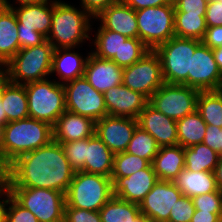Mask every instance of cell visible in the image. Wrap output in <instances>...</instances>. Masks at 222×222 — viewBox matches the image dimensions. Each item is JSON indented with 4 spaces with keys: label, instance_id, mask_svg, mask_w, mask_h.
<instances>
[{
    "label": "cell",
    "instance_id": "11a10c76",
    "mask_svg": "<svg viewBox=\"0 0 222 222\" xmlns=\"http://www.w3.org/2000/svg\"><path fill=\"white\" fill-rule=\"evenodd\" d=\"M217 188L222 191V155H220L217 165L213 171Z\"/></svg>",
    "mask_w": 222,
    "mask_h": 222
},
{
    "label": "cell",
    "instance_id": "cb8c5ba5",
    "mask_svg": "<svg viewBox=\"0 0 222 222\" xmlns=\"http://www.w3.org/2000/svg\"><path fill=\"white\" fill-rule=\"evenodd\" d=\"M114 155L108 146L94 134L86 138V160L80 171L110 177Z\"/></svg>",
    "mask_w": 222,
    "mask_h": 222
},
{
    "label": "cell",
    "instance_id": "5b68a950",
    "mask_svg": "<svg viewBox=\"0 0 222 222\" xmlns=\"http://www.w3.org/2000/svg\"><path fill=\"white\" fill-rule=\"evenodd\" d=\"M112 196L111 177L75 171L65 193V207L99 211Z\"/></svg>",
    "mask_w": 222,
    "mask_h": 222
},
{
    "label": "cell",
    "instance_id": "ba28073f",
    "mask_svg": "<svg viewBox=\"0 0 222 222\" xmlns=\"http://www.w3.org/2000/svg\"><path fill=\"white\" fill-rule=\"evenodd\" d=\"M10 196L38 222H64L65 193L45 188L8 187Z\"/></svg>",
    "mask_w": 222,
    "mask_h": 222
},
{
    "label": "cell",
    "instance_id": "bcb514c9",
    "mask_svg": "<svg viewBox=\"0 0 222 222\" xmlns=\"http://www.w3.org/2000/svg\"><path fill=\"white\" fill-rule=\"evenodd\" d=\"M206 26L222 25V2L218 0H208L205 13Z\"/></svg>",
    "mask_w": 222,
    "mask_h": 222
},
{
    "label": "cell",
    "instance_id": "d590c367",
    "mask_svg": "<svg viewBox=\"0 0 222 222\" xmlns=\"http://www.w3.org/2000/svg\"><path fill=\"white\" fill-rule=\"evenodd\" d=\"M150 165L148 160L139 156L127 152L116 153L110 177H127L139 170L148 168Z\"/></svg>",
    "mask_w": 222,
    "mask_h": 222
},
{
    "label": "cell",
    "instance_id": "7a4b0ae2",
    "mask_svg": "<svg viewBox=\"0 0 222 222\" xmlns=\"http://www.w3.org/2000/svg\"><path fill=\"white\" fill-rule=\"evenodd\" d=\"M75 4L72 1L53 0L52 24L47 40L55 49L91 45L94 19Z\"/></svg>",
    "mask_w": 222,
    "mask_h": 222
},
{
    "label": "cell",
    "instance_id": "8fae6325",
    "mask_svg": "<svg viewBox=\"0 0 222 222\" xmlns=\"http://www.w3.org/2000/svg\"><path fill=\"white\" fill-rule=\"evenodd\" d=\"M199 93L200 91L186 85L164 83L149 98V104L177 121L196 111Z\"/></svg>",
    "mask_w": 222,
    "mask_h": 222
},
{
    "label": "cell",
    "instance_id": "2e32d148",
    "mask_svg": "<svg viewBox=\"0 0 222 222\" xmlns=\"http://www.w3.org/2000/svg\"><path fill=\"white\" fill-rule=\"evenodd\" d=\"M113 196L134 204H140L158 181L152 164L127 177H111Z\"/></svg>",
    "mask_w": 222,
    "mask_h": 222
},
{
    "label": "cell",
    "instance_id": "836d02e7",
    "mask_svg": "<svg viewBox=\"0 0 222 222\" xmlns=\"http://www.w3.org/2000/svg\"><path fill=\"white\" fill-rule=\"evenodd\" d=\"M207 29L205 14L174 12L175 36L202 40Z\"/></svg>",
    "mask_w": 222,
    "mask_h": 222
},
{
    "label": "cell",
    "instance_id": "f5cc1de1",
    "mask_svg": "<svg viewBox=\"0 0 222 222\" xmlns=\"http://www.w3.org/2000/svg\"><path fill=\"white\" fill-rule=\"evenodd\" d=\"M10 82L11 79L8 63L0 62V98Z\"/></svg>",
    "mask_w": 222,
    "mask_h": 222
},
{
    "label": "cell",
    "instance_id": "681fc988",
    "mask_svg": "<svg viewBox=\"0 0 222 222\" xmlns=\"http://www.w3.org/2000/svg\"><path fill=\"white\" fill-rule=\"evenodd\" d=\"M129 7L133 8L135 11L147 8V7H157L171 3L173 0H123Z\"/></svg>",
    "mask_w": 222,
    "mask_h": 222
},
{
    "label": "cell",
    "instance_id": "4dcf8cb0",
    "mask_svg": "<svg viewBox=\"0 0 222 222\" xmlns=\"http://www.w3.org/2000/svg\"><path fill=\"white\" fill-rule=\"evenodd\" d=\"M185 168L193 172H213L220 155L209 146L199 143L184 148Z\"/></svg>",
    "mask_w": 222,
    "mask_h": 222
},
{
    "label": "cell",
    "instance_id": "44dd1931",
    "mask_svg": "<svg viewBox=\"0 0 222 222\" xmlns=\"http://www.w3.org/2000/svg\"><path fill=\"white\" fill-rule=\"evenodd\" d=\"M95 20L107 30L117 32L128 38H138V22L135 10L123 0L104 9Z\"/></svg>",
    "mask_w": 222,
    "mask_h": 222
},
{
    "label": "cell",
    "instance_id": "4316f807",
    "mask_svg": "<svg viewBox=\"0 0 222 222\" xmlns=\"http://www.w3.org/2000/svg\"><path fill=\"white\" fill-rule=\"evenodd\" d=\"M19 50L15 13L12 8L0 5V62L8 63Z\"/></svg>",
    "mask_w": 222,
    "mask_h": 222
},
{
    "label": "cell",
    "instance_id": "6da1fadb",
    "mask_svg": "<svg viewBox=\"0 0 222 222\" xmlns=\"http://www.w3.org/2000/svg\"><path fill=\"white\" fill-rule=\"evenodd\" d=\"M74 174L61 143L52 140L13 161L5 169L4 181L8 187L45 188L66 193Z\"/></svg>",
    "mask_w": 222,
    "mask_h": 222
},
{
    "label": "cell",
    "instance_id": "94428289",
    "mask_svg": "<svg viewBox=\"0 0 222 222\" xmlns=\"http://www.w3.org/2000/svg\"><path fill=\"white\" fill-rule=\"evenodd\" d=\"M2 134H3V127L0 126V147H1V143H2Z\"/></svg>",
    "mask_w": 222,
    "mask_h": 222
},
{
    "label": "cell",
    "instance_id": "e0dca14e",
    "mask_svg": "<svg viewBox=\"0 0 222 222\" xmlns=\"http://www.w3.org/2000/svg\"><path fill=\"white\" fill-rule=\"evenodd\" d=\"M88 49L84 47L54 49L50 78L54 79L57 83L64 84L82 77L91 47L89 46ZM80 50H85L87 53Z\"/></svg>",
    "mask_w": 222,
    "mask_h": 222
},
{
    "label": "cell",
    "instance_id": "7bdbcfd3",
    "mask_svg": "<svg viewBox=\"0 0 222 222\" xmlns=\"http://www.w3.org/2000/svg\"><path fill=\"white\" fill-rule=\"evenodd\" d=\"M18 39L20 49L41 45L47 40L41 33L28 28H18Z\"/></svg>",
    "mask_w": 222,
    "mask_h": 222
},
{
    "label": "cell",
    "instance_id": "c3c4849f",
    "mask_svg": "<svg viewBox=\"0 0 222 222\" xmlns=\"http://www.w3.org/2000/svg\"><path fill=\"white\" fill-rule=\"evenodd\" d=\"M201 42L211 49L222 46V25L207 27Z\"/></svg>",
    "mask_w": 222,
    "mask_h": 222
},
{
    "label": "cell",
    "instance_id": "ac0fdd59",
    "mask_svg": "<svg viewBox=\"0 0 222 222\" xmlns=\"http://www.w3.org/2000/svg\"><path fill=\"white\" fill-rule=\"evenodd\" d=\"M107 115L137 119L149 103L143 94L120 84L104 93Z\"/></svg>",
    "mask_w": 222,
    "mask_h": 222
},
{
    "label": "cell",
    "instance_id": "603a6c76",
    "mask_svg": "<svg viewBox=\"0 0 222 222\" xmlns=\"http://www.w3.org/2000/svg\"><path fill=\"white\" fill-rule=\"evenodd\" d=\"M12 9L17 18L18 28L32 29L48 37L52 24L53 0L15 6Z\"/></svg>",
    "mask_w": 222,
    "mask_h": 222
},
{
    "label": "cell",
    "instance_id": "9c48e42d",
    "mask_svg": "<svg viewBox=\"0 0 222 222\" xmlns=\"http://www.w3.org/2000/svg\"><path fill=\"white\" fill-rule=\"evenodd\" d=\"M175 6L169 4L147 7L135 11L138 22V38L150 49L167 42L175 36Z\"/></svg>",
    "mask_w": 222,
    "mask_h": 222
},
{
    "label": "cell",
    "instance_id": "3957f363",
    "mask_svg": "<svg viewBox=\"0 0 222 222\" xmlns=\"http://www.w3.org/2000/svg\"><path fill=\"white\" fill-rule=\"evenodd\" d=\"M53 140V126L33 118L8 122L3 127L0 164L6 169L19 156L48 145Z\"/></svg>",
    "mask_w": 222,
    "mask_h": 222
},
{
    "label": "cell",
    "instance_id": "816d5d0a",
    "mask_svg": "<svg viewBox=\"0 0 222 222\" xmlns=\"http://www.w3.org/2000/svg\"><path fill=\"white\" fill-rule=\"evenodd\" d=\"M10 196V191L5 181L0 182V222L5 220V207Z\"/></svg>",
    "mask_w": 222,
    "mask_h": 222
},
{
    "label": "cell",
    "instance_id": "74e56055",
    "mask_svg": "<svg viewBox=\"0 0 222 222\" xmlns=\"http://www.w3.org/2000/svg\"><path fill=\"white\" fill-rule=\"evenodd\" d=\"M61 146L71 167L80 171L86 160V139L61 143Z\"/></svg>",
    "mask_w": 222,
    "mask_h": 222
},
{
    "label": "cell",
    "instance_id": "91938a15",
    "mask_svg": "<svg viewBox=\"0 0 222 222\" xmlns=\"http://www.w3.org/2000/svg\"><path fill=\"white\" fill-rule=\"evenodd\" d=\"M5 180V168L0 164V182Z\"/></svg>",
    "mask_w": 222,
    "mask_h": 222
},
{
    "label": "cell",
    "instance_id": "9f6ffc18",
    "mask_svg": "<svg viewBox=\"0 0 222 222\" xmlns=\"http://www.w3.org/2000/svg\"><path fill=\"white\" fill-rule=\"evenodd\" d=\"M214 60L217 63L218 68L222 72V46L212 49Z\"/></svg>",
    "mask_w": 222,
    "mask_h": 222
},
{
    "label": "cell",
    "instance_id": "6f0895ef",
    "mask_svg": "<svg viewBox=\"0 0 222 222\" xmlns=\"http://www.w3.org/2000/svg\"><path fill=\"white\" fill-rule=\"evenodd\" d=\"M7 123H8V119L3 108V103L0 98V126L4 127Z\"/></svg>",
    "mask_w": 222,
    "mask_h": 222
},
{
    "label": "cell",
    "instance_id": "ffe728a7",
    "mask_svg": "<svg viewBox=\"0 0 222 222\" xmlns=\"http://www.w3.org/2000/svg\"><path fill=\"white\" fill-rule=\"evenodd\" d=\"M84 78L100 93L123 83V68L110 59H103L92 52L88 57Z\"/></svg>",
    "mask_w": 222,
    "mask_h": 222
},
{
    "label": "cell",
    "instance_id": "7c38bea8",
    "mask_svg": "<svg viewBox=\"0 0 222 222\" xmlns=\"http://www.w3.org/2000/svg\"><path fill=\"white\" fill-rule=\"evenodd\" d=\"M159 56L150 50L140 60L123 69V85L148 99L164 84Z\"/></svg>",
    "mask_w": 222,
    "mask_h": 222
},
{
    "label": "cell",
    "instance_id": "f907efd6",
    "mask_svg": "<svg viewBox=\"0 0 222 222\" xmlns=\"http://www.w3.org/2000/svg\"><path fill=\"white\" fill-rule=\"evenodd\" d=\"M221 214H215L210 211L195 210L190 222H217Z\"/></svg>",
    "mask_w": 222,
    "mask_h": 222
},
{
    "label": "cell",
    "instance_id": "d6986e66",
    "mask_svg": "<svg viewBox=\"0 0 222 222\" xmlns=\"http://www.w3.org/2000/svg\"><path fill=\"white\" fill-rule=\"evenodd\" d=\"M137 120L138 126L150 133L159 147L178 145L177 121L162 114L149 103Z\"/></svg>",
    "mask_w": 222,
    "mask_h": 222
},
{
    "label": "cell",
    "instance_id": "be15d7a7",
    "mask_svg": "<svg viewBox=\"0 0 222 222\" xmlns=\"http://www.w3.org/2000/svg\"><path fill=\"white\" fill-rule=\"evenodd\" d=\"M217 222H222V218L220 217L219 220Z\"/></svg>",
    "mask_w": 222,
    "mask_h": 222
},
{
    "label": "cell",
    "instance_id": "f35d334b",
    "mask_svg": "<svg viewBox=\"0 0 222 222\" xmlns=\"http://www.w3.org/2000/svg\"><path fill=\"white\" fill-rule=\"evenodd\" d=\"M195 207L190 197L182 195L174 207H172L168 222H190Z\"/></svg>",
    "mask_w": 222,
    "mask_h": 222
},
{
    "label": "cell",
    "instance_id": "7dc6e473",
    "mask_svg": "<svg viewBox=\"0 0 222 222\" xmlns=\"http://www.w3.org/2000/svg\"><path fill=\"white\" fill-rule=\"evenodd\" d=\"M80 1V2H79ZM79 6L95 19L104 9L119 0H79Z\"/></svg>",
    "mask_w": 222,
    "mask_h": 222
},
{
    "label": "cell",
    "instance_id": "1f68e13d",
    "mask_svg": "<svg viewBox=\"0 0 222 222\" xmlns=\"http://www.w3.org/2000/svg\"><path fill=\"white\" fill-rule=\"evenodd\" d=\"M196 111L206 124L222 128V90L200 91Z\"/></svg>",
    "mask_w": 222,
    "mask_h": 222
},
{
    "label": "cell",
    "instance_id": "8992f818",
    "mask_svg": "<svg viewBox=\"0 0 222 222\" xmlns=\"http://www.w3.org/2000/svg\"><path fill=\"white\" fill-rule=\"evenodd\" d=\"M28 98L29 117L54 126L66 111L64 85L48 78L24 85Z\"/></svg>",
    "mask_w": 222,
    "mask_h": 222
},
{
    "label": "cell",
    "instance_id": "b9f144b4",
    "mask_svg": "<svg viewBox=\"0 0 222 222\" xmlns=\"http://www.w3.org/2000/svg\"><path fill=\"white\" fill-rule=\"evenodd\" d=\"M64 222H102L99 211L65 207Z\"/></svg>",
    "mask_w": 222,
    "mask_h": 222
},
{
    "label": "cell",
    "instance_id": "f1b7e54d",
    "mask_svg": "<svg viewBox=\"0 0 222 222\" xmlns=\"http://www.w3.org/2000/svg\"><path fill=\"white\" fill-rule=\"evenodd\" d=\"M1 101L8 122L29 118L28 98L24 85L10 82L2 94Z\"/></svg>",
    "mask_w": 222,
    "mask_h": 222
},
{
    "label": "cell",
    "instance_id": "7402d4cb",
    "mask_svg": "<svg viewBox=\"0 0 222 222\" xmlns=\"http://www.w3.org/2000/svg\"><path fill=\"white\" fill-rule=\"evenodd\" d=\"M94 134L95 121L69 111H65L53 126V140L58 143L82 140Z\"/></svg>",
    "mask_w": 222,
    "mask_h": 222
},
{
    "label": "cell",
    "instance_id": "d6a6232c",
    "mask_svg": "<svg viewBox=\"0 0 222 222\" xmlns=\"http://www.w3.org/2000/svg\"><path fill=\"white\" fill-rule=\"evenodd\" d=\"M138 204L112 196L109 201L99 210L102 222H132L140 215Z\"/></svg>",
    "mask_w": 222,
    "mask_h": 222
},
{
    "label": "cell",
    "instance_id": "83f0119b",
    "mask_svg": "<svg viewBox=\"0 0 222 222\" xmlns=\"http://www.w3.org/2000/svg\"><path fill=\"white\" fill-rule=\"evenodd\" d=\"M173 183L190 198L218 190L214 173L208 171L193 172L184 168Z\"/></svg>",
    "mask_w": 222,
    "mask_h": 222
},
{
    "label": "cell",
    "instance_id": "277c9868",
    "mask_svg": "<svg viewBox=\"0 0 222 222\" xmlns=\"http://www.w3.org/2000/svg\"><path fill=\"white\" fill-rule=\"evenodd\" d=\"M201 43L197 39L174 36L154 49L160 58L165 83L191 87V51Z\"/></svg>",
    "mask_w": 222,
    "mask_h": 222
},
{
    "label": "cell",
    "instance_id": "6125c7cd",
    "mask_svg": "<svg viewBox=\"0 0 222 222\" xmlns=\"http://www.w3.org/2000/svg\"><path fill=\"white\" fill-rule=\"evenodd\" d=\"M221 196H222V191H221ZM221 218H222V203H221Z\"/></svg>",
    "mask_w": 222,
    "mask_h": 222
},
{
    "label": "cell",
    "instance_id": "db71d44e",
    "mask_svg": "<svg viewBox=\"0 0 222 222\" xmlns=\"http://www.w3.org/2000/svg\"><path fill=\"white\" fill-rule=\"evenodd\" d=\"M49 0H0V5L12 8L15 6L25 5V4H39Z\"/></svg>",
    "mask_w": 222,
    "mask_h": 222
},
{
    "label": "cell",
    "instance_id": "5bb4252c",
    "mask_svg": "<svg viewBox=\"0 0 222 222\" xmlns=\"http://www.w3.org/2000/svg\"><path fill=\"white\" fill-rule=\"evenodd\" d=\"M222 72L214 60L212 49L201 43L191 51V88L198 91L221 90Z\"/></svg>",
    "mask_w": 222,
    "mask_h": 222
},
{
    "label": "cell",
    "instance_id": "60d3db41",
    "mask_svg": "<svg viewBox=\"0 0 222 222\" xmlns=\"http://www.w3.org/2000/svg\"><path fill=\"white\" fill-rule=\"evenodd\" d=\"M4 222H38V219L30 210L23 208L9 196L5 207Z\"/></svg>",
    "mask_w": 222,
    "mask_h": 222
},
{
    "label": "cell",
    "instance_id": "8d00e7d4",
    "mask_svg": "<svg viewBox=\"0 0 222 222\" xmlns=\"http://www.w3.org/2000/svg\"><path fill=\"white\" fill-rule=\"evenodd\" d=\"M149 51L150 49L139 38H128L119 51V67H129Z\"/></svg>",
    "mask_w": 222,
    "mask_h": 222
},
{
    "label": "cell",
    "instance_id": "d4e9b609",
    "mask_svg": "<svg viewBox=\"0 0 222 222\" xmlns=\"http://www.w3.org/2000/svg\"><path fill=\"white\" fill-rule=\"evenodd\" d=\"M95 24H98V27ZM127 39L128 37L124 35L104 29L95 19L93 20L90 46L94 55L103 59H110L119 66V51Z\"/></svg>",
    "mask_w": 222,
    "mask_h": 222
},
{
    "label": "cell",
    "instance_id": "4fadbf2b",
    "mask_svg": "<svg viewBox=\"0 0 222 222\" xmlns=\"http://www.w3.org/2000/svg\"><path fill=\"white\" fill-rule=\"evenodd\" d=\"M182 195L173 181L158 180L139 204L140 212L151 222H168L172 207Z\"/></svg>",
    "mask_w": 222,
    "mask_h": 222
},
{
    "label": "cell",
    "instance_id": "ee69618b",
    "mask_svg": "<svg viewBox=\"0 0 222 222\" xmlns=\"http://www.w3.org/2000/svg\"><path fill=\"white\" fill-rule=\"evenodd\" d=\"M175 12L188 14H205L208 0H173Z\"/></svg>",
    "mask_w": 222,
    "mask_h": 222
},
{
    "label": "cell",
    "instance_id": "680465c9",
    "mask_svg": "<svg viewBox=\"0 0 222 222\" xmlns=\"http://www.w3.org/2000/svg\"><path fill=\"white\" fill-rule=\"evenodd\" d=\"M132 222H151L144 214L138 215Z\"/></svg>",
    "mask_w": 222,
    "mask_h": 222
},
{
    "label": "cell",
    "instance_id": "e575fe53",
    "mask_svg": "<svg viewBox=\"0 0 222 222\" xmlns=\"http://www.w3.org/2000/svg\"><path fill=\"white\" fill-rule=\"evenodd\" d=\"M159 148L155 138L137 126L125 152L144 158L152 164Z\"/></svg>",
    "mask_w": 222,
    "mask_h": 222
},
{
    "label": "cell",
    "instance_id": "52a82bcc",
    "mask_svg": "<svg viewBox=\"0 0 222 222\" xmlns=\"http://www.w3.org/2000/svg\"><path fill=\"white\" fill-rule=\"evenodd\" d=\"M54 49L48 40L20 49L8 62L11 82L25 85L50 78Z\"/></svg>",
    "mask_w": 222,
    "mask_h": 222
},
{
    "label": "cell",
    "instance_id": "9a60e30c",
    "mask_svg": "<svg viewBox=\"0 0 222 222\" xmlns=\"http://www.w3.org/2000/svg\"><path fill=\"white\" fill-rule=\"evenodd\" d=\"M137 126L135 118L106 115L95 122V134L116 154L126 151Z\"/></svg>",
    "mask_w": 222,
    "mask_h": 222
},
{
    "label": "cell",
    "instance_id": "484cf974",
    "mask_svg": "<svg viewBox=\"0 0 222 222\" xmlns=\"http://www.w3.org/2000/svg\"><path fill=\"white\" fill-rule=\"evenodd\" d=\"M152 166L158 180L173 181L185 168L184 148L180 145L160 147Z\"/></svg>",
    "mask_w": 222,
    "mask_h": 222
},
{
    "label": "cell",
    "instance_id": "30bf717a",
    "mask_svg": "<svg viewBox=\"0 0 222 222\" xmlns=\"http://www.w3.org/2000/svg\"><path fill=\"white\" fill-rule=\"evenodd\" d=\"M63 85L66 111L88 117L95 122L107 115L104 94L94 89L84 76Z\"/></svg>",
    "mask_w": 222,
    "mask_h": 222
},
{
    "label": "cell",
    "instance_id": "ab89813d",
    "mask_svg": "<svg viewBox=\"0 0 222 222\" xmlns=\"http://www.w3.org/2000/svg\"><path fill=\"white\" fill-rule=\"evenodd\" d=\"M191 199L195 210L210 211L215 214H221V190L218 189L217 191L198 195Z\"/></svg>",
    "mask_w": 222,
    "mask_h": 222
},
{
    "label": "cell",
    "instance_id": "f546056e",
    "mask_svg": "<svg viewBox=\"0 0 222 222\" xmlns=\"http://www.w3.org/2000/svg\"><path fill=\"white\" fill-rule=\"evenodd\" d=\"M178 145L183 148L203 142L207 124L195 111L177 120Z\"/></svg>",
    "mask_w": 222,
    "mask_h": 222
},
{
    "label": "cell",
    "instance_id": "f6af8a7d",
    "mask_svg": "<svg viewBox=\"0 0 222 222\" xmlns=\"http://www.w3.org/2000/svg\"><path fill=\"white\" fill-rule=\"evenodd\" d=\"M203 144L222 155V128L207 124Z\"/></svg>",
    "mask_w": 222,
    "mask_h": 222
}]
</instances>
